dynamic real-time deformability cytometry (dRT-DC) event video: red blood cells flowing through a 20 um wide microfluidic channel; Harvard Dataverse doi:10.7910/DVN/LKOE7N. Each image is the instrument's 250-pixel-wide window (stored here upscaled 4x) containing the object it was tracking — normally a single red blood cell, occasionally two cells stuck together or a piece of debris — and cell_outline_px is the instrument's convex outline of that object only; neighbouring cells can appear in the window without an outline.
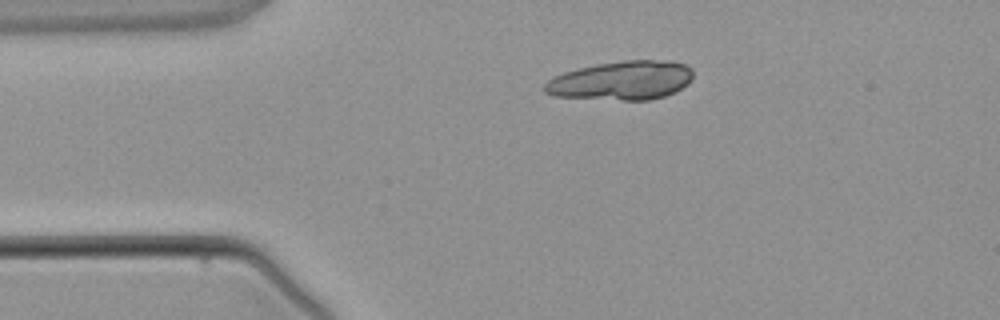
{"species": "common noctule bat (a hibernating species)", "species_latin": "Nyctalus noctula", "temperature_condition": "warm", "stored_images_in_passage": 4, "camera_frame_rate_fps": 3000, "um_per_image_px": 0.085, "animal": {"sex": "male", "body_mass_g": 21.5, "forearm_length_mm": 52.0}, "frame": {"image": 1, "passage_image": 1, "time_ms": 0.0, "image_size_px": [1000, 320], "cell_outline_px": [[692, 80], [688, 84], [664, 96], [648, 100], [624, 100], [556, 96], [544, 92], [544, 84], [548, 80], [564, 72], [596, 64], [624, 60], [672, 60], [684, 64], [692, 68]], "centroid_in_image_um": [52.86, 6.83], "position_along_channel_um": 32.1, "area_um2": 33.52}}